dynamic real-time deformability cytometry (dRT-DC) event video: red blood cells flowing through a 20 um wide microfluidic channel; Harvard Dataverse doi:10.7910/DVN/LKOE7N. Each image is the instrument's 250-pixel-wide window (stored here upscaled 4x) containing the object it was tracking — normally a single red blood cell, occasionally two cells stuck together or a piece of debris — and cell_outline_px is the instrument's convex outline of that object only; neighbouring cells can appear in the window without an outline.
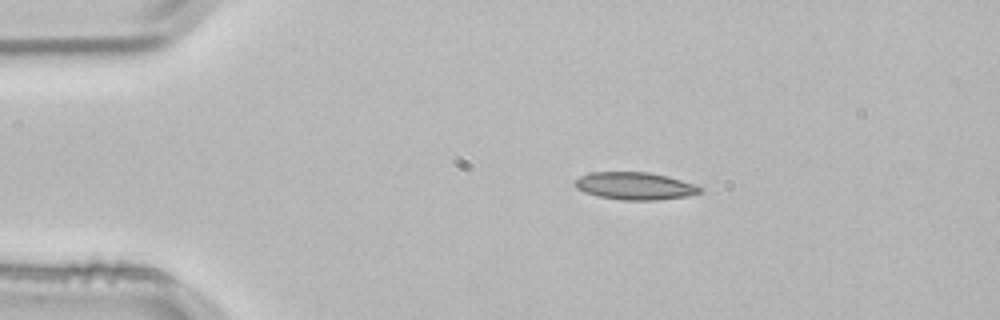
{"species": "common noctule bat (a hibernating species)", "species_latin": "Nyctalus noctula", "temperature_condition": "room temperature", "stored_images_in_passage": 2, "camera_frame_rate_fps": 3000, "um_per_image_px": 0.085, "animal": {"sex": "male", "body_mass_g": 21.5, "forearm_length_mm": 52.0}, "frame": {"image": 1, "passage_image": 1, "time_ms": 0.0, "image_size_px": [1000, 320], "cell_outline_px": [[704, 192], [688, 196], [656, 200], [620, 200], [596, 196], [584, 192], [576, 188], [572, 184], [580, 176], [592, 172], [648, 172], [668, 176], [704, 188]], "centroid_in_image_um": [53.96, 15.81], "position_along_channel_um": 31.0, "area_um2": 20.17}}